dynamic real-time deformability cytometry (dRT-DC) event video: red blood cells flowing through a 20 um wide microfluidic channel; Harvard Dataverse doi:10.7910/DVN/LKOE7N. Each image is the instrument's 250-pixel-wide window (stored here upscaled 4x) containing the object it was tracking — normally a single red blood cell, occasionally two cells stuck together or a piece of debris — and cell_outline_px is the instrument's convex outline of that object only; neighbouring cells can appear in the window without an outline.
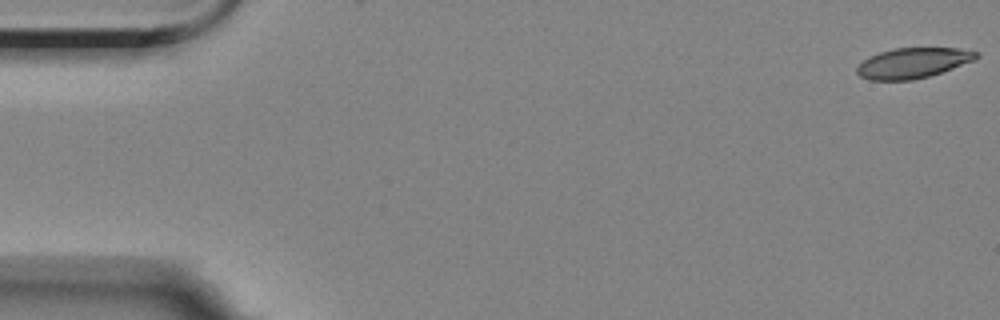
{"species": "Egyptian fruit bat (a non-hibernating species)", "species_latin": "Rousettus aegyptiacus", "temperature_condition": "room temperature", "stored_images_in_passage": 5, "camera_frame_rate_fps": 3000, "um_per_image_px": 0.085, "animal": {"sex": "female"}, "frame": {"image": 1, "passage_image": 1, "time_ms": 0.0, "image_size_px": [1000, 320], "cell_outline_px": [[980, 56], [972, 60], [952, 68], [928, 76], [912, 80], [868, 80], [860, 76], [856, 72], [856, 68], [864, 60], [880, 52], [896, 48], [956, 48], [980, 52]], "centroid_in_image_um": [77.59, 5.35], "position_along_channel_um": 7.4, "area_um2": 20.75}}
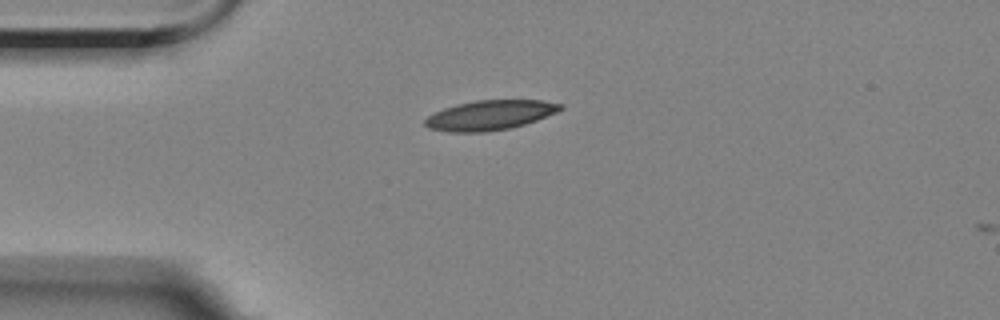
{"frame": {"image": 2, "passage_image": 4, "time_ms": 4.333, "image_size_px": [1000, 320], "cell_outline_px": [[564, 108], [556, 112], [536, 120], [524, 124], [508, 128], [484, 132], [448, 132], [428, 128], [424, 124], [424, 120], [428, 116], [444, 108], [456, 104], [476, 100], [540, 100], [564, 104]], "centroid_in_image_um": [41.63, 9.78], "position_along_channel_um": 43.4, "area_um2": 23.35}}